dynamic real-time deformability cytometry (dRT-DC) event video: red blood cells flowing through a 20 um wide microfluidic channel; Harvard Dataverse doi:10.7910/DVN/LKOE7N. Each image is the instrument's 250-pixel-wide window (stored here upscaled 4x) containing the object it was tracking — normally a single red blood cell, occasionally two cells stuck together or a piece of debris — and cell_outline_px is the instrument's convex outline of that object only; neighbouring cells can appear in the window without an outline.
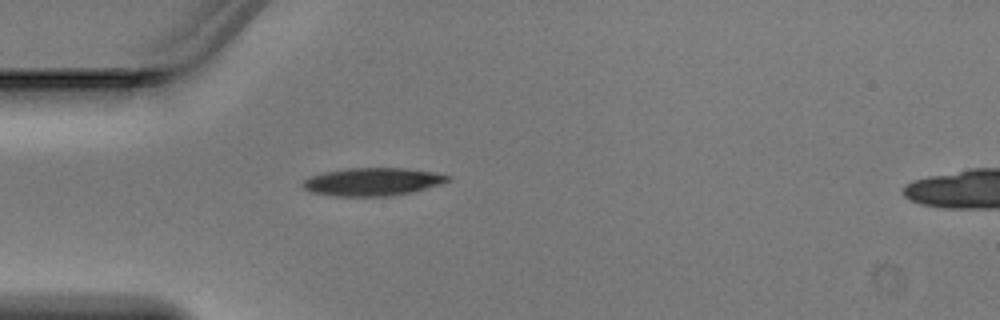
{"species": "Egyptian fruit bat (a non-hibernating species)", "species_latin": "Rousettus aegyptiacus", "temperature_condition": "warm", "stored_images_in_passage": 2, "camera_frame_rate_fps": 3000, "um_per_image_px": 0.085, "animal": {"sex": "male"}, "frame": {"image": 1, "passage_image": 1, "time_ms": 0.0, "image_size_px": [1000, 320], "cell_outline_px": [[452, 180], [444, 184], [412, 192], [392, 196], [336, 196], [308, 192], [300, 184], [308, 176], [324, 172], [348, 168], [404, 168], [432, 172], [452, 176]], "centroid_in_image_um": [31.68, 15.45], "position_along_channel_um": 53.3, "area_um2": 23.93}}